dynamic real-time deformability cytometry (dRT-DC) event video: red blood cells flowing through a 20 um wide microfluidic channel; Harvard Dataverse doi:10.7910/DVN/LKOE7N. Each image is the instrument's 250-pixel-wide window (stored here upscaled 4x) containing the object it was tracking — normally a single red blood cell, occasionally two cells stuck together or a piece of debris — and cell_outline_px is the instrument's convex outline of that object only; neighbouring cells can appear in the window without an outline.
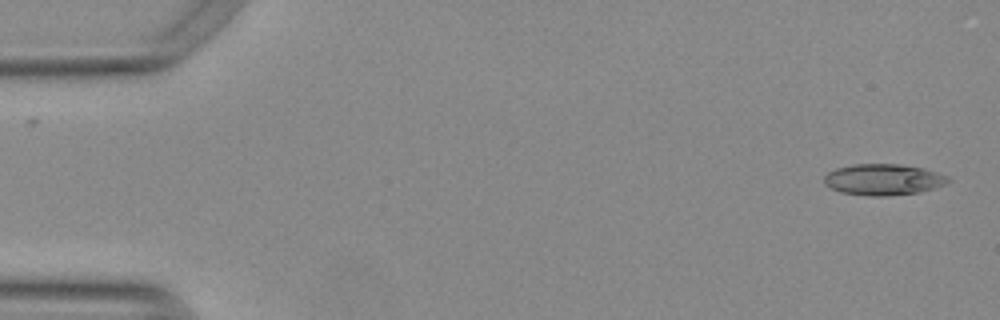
{"species": "Egyptian fruit bat (a non-hibernating species)", "species_latin": "Rousettus aegyptiacus", "temperature_condition": "warm", "stored_images_in_passage": 52, "camera_frame_rate_fps": 3000, "um_per_image_px": 0.085, "animal": {"sex": "female"}, "frame": {"image": 1, "passage_image": 1, "time_ms": 0.0, "image_size_px": [1000, 320], "cell_outline_px": [[952, 180], [944, 184], [920, 192], [888, 196], [872, 196], [844, 192], [832, 188], [824, 184], [824, 176], [828, 172], [836, 168], [856, 164], [896, 164], [924, 168], [948, 176]], "centroid_in_image_um": [75.09, 15.26], "position_along_channel_um": 9.9, "area_um2": 22.31}}
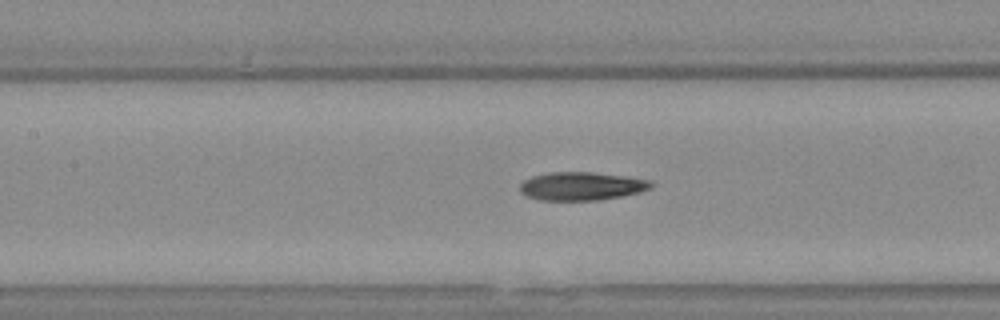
{"frame": {"image": 2, "passage_image": 23, "time_ms": 7.333, "image_size_px": [1000, 320], "cell_outline_px": [[652, 188], [640, 192], [620, 196], [596, 200], [540, 200], [528, 196], [520, 192], [520, 184], [524, 180], [532, 176], [548, 172], [592, 172], [648, 180], [652, 184]], "centroid_in_image_um": [49.38, 15.82], "position_along_channel_um": 158.0, "area_um2": 21.33}}
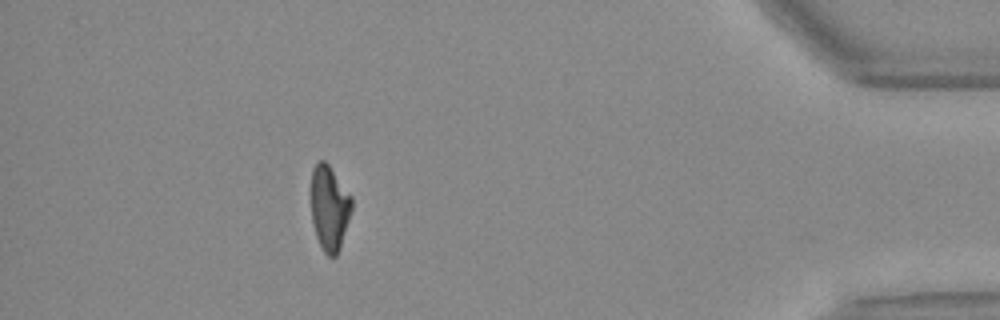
{"frame": {"image": 3, "passage_image": 47, "time_ms": 15.333, "image_size_px": [1000, 320], "cell_outline_px": [[352, 208], [340, 248], [336, 256], [328, 256], [324, 252], [316, 236], [312, 220], [312, 168], [320, 160], [324, 160], [328, 164], [352, 196]], "centroid_in_image_um": [28.01, 17.67], "position_along_channel_um": 407.2, "area_um2": 19.88}, "authors_computed_cell_mechanics": {"area_um2": 21.5305, "velocity_mm_per_s": 3.7837, "shape_relaxation_time_tau1_ms": 10.0393, "shape_relaxation_time_tau2_ms": 4.6577, "deformation_change_tau1": 0.2957, "deformation_change_tau2": 0.1396}}